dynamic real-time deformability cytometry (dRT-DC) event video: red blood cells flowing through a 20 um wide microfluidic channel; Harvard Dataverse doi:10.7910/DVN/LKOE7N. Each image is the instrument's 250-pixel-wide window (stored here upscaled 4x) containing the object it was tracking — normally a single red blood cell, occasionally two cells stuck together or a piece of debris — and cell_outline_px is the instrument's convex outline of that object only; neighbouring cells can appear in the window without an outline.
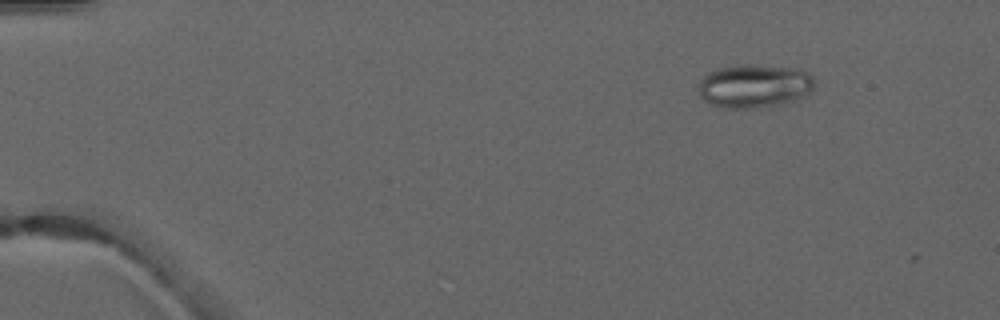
{"species": "common noctule bat (a hibernating species)", "species_latin": "Nyctalus noctula", "temperature_condition": "warm", "stored_images_in_passage": 5, "camera_frame_rate_fps": 3000, "um_per_image_px": 0.085, "animal": {"sex": "male", "forearm_length_mm": 52.5}, "frame": {"image": 1, "passage_image": 2, "time_ms": 1.333, "image_size_px": [1000, 320], "cell_outline_px": [[816, 88], [812, 92], [796, 100], [784, 104], [752, 108], [724, 108], [712, 104], [704, 100], [700, 96], [696, 84], [708, 72], [716, 68], [736, 64], [752, 64], [788, 68], [808, 72], [812, 76]], "centroid_in_image_um": [64.1, 7.31], "position_along_channel_um": 20.9, "area_um2": 29.88}}